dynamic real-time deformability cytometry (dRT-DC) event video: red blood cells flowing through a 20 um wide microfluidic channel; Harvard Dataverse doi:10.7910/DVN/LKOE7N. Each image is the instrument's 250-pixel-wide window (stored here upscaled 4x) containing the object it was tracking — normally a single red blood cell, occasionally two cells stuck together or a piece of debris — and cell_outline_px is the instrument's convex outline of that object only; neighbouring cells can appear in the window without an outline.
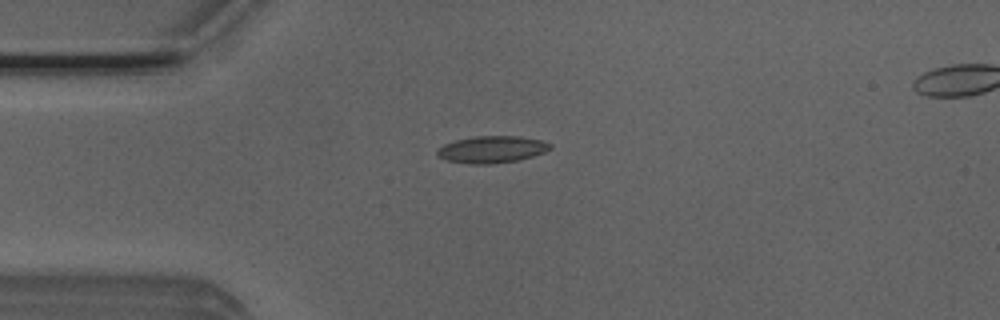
{"species": "Egyptian fruit bat (a non-hibernating species)", "species_latin": "Rousettus aegyptiacus", "temperature_condition": "room temperature", "stored_images_in_passage": 42, "segment_of_instrument_passage": [1, 2], "camera_frame_rate_fps": 3000, "um_per_image_px": 0.085, "animal": {"sex": "male"}, "frame": {"image": 1, "passage_image": 1, "time_ms": 0.0, "image_size_px": [1000, 320], "cell_outline_px": [[552, 148], [544, 152], [520, 160], [492, 164], [472, 164], [444, 160], [436, 156], [436, 152], [444, 144], [456, 140], [476, 136], [520, 136], [540, 140], [552, 144]], "centroid_in_image_um": [41.8, 12.71], "position_along_channel_um": 43.2, "area_um2": 17.8}}
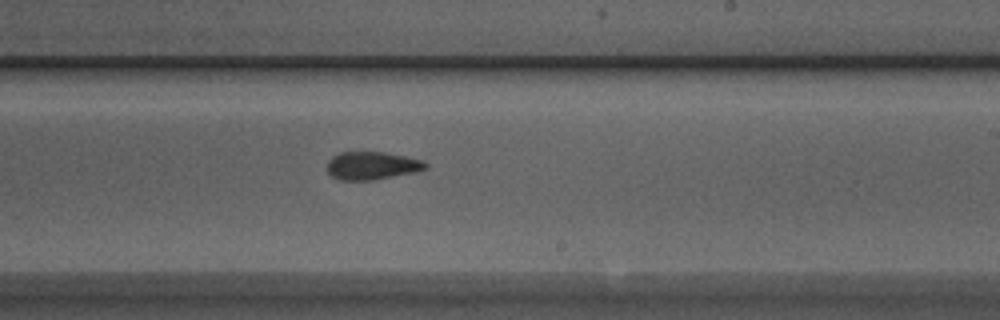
{"frame": {"image": 2, "passage_image": 19, "time_ms": 6.0, "image_size_px": [1000, 320], "cell_outline_px": [[428, 168], [416, 172], [372, 180], [340, 180], [332, 176], [324, 168], [328, 160], [332, 156], [340, 152], [384, 152], [424, 160], [428, 164]], "centroid_in_image_um": [31.6, 14.08], "position_along_channel_um": 257.4, "area_um2": 16.24}}
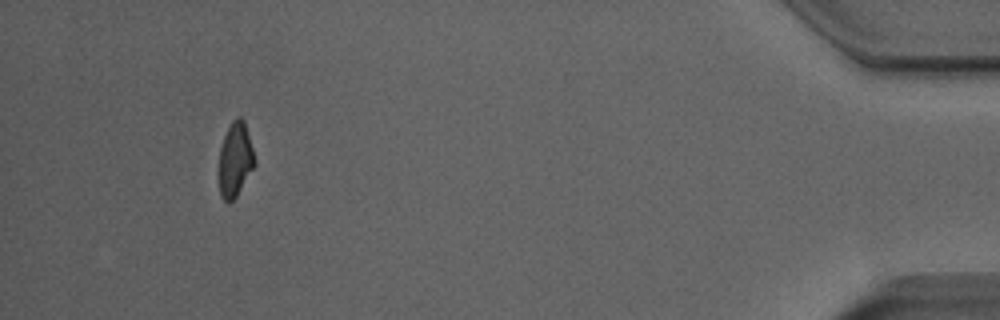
{"frame": {"image": 3, "passage_image": 37, "time_ms": 12.0, "image_size_px": [1000, 320], "cell_outline_px": [[256, 164], [236, 196], [228, 204], [220, 196], [220, 148], [224, 136], [232, 120], [236, 116], [240, 116], [244, 120], [252, 148]], "centroid_in_image_um": [20.0, 13.55], "position_along_channel_um": 415.2, "area_um2": 15.2}}